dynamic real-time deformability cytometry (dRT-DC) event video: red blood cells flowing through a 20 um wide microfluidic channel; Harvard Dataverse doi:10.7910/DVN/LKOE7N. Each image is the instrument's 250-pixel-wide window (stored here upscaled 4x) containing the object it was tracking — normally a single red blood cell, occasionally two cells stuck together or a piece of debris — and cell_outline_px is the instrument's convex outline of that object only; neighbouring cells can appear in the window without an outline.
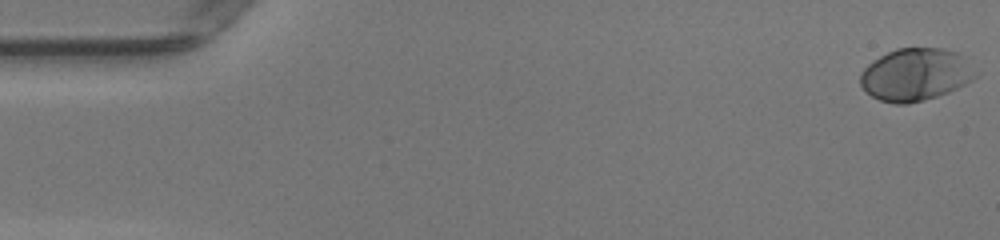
{"species": "human", "species_latin": "Homo sapiens", "temperature_condition": "warm", "stored_images_in_passage": 50, "camera_frame_rate_fps": 3000, "um_per_image_px": 0.085, "donor": {"sex": "female"}, "frame": {"image": 1, "passage_image": 1, "time_ms": 0.0, "image_size_px": [1000, 240], "cell_outline_px": [[980, 76], [948, 92], [924, 100], [908, 104], [896, 104], [880, 100], [872, 96], [860, 84], [860, 72], [868, 64], [880, 56], [896, 48], [944, 48], [956, 52], [964, 56], [980, 72]], "centroid_in_image_um": [77.87, 6.33], "position_along_channel_um": 7.1, "area_um2": 35.49}}
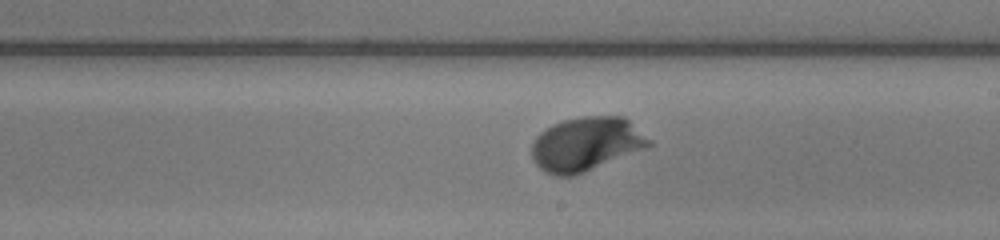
{"frame": {"image": 2, "passage_image": 29, "time_ms": 9.333, "image_size_px": [1000, 240], "cell_outline_px": [[656, 144], [584, 172], [572, 176], [556, 176], [540, 168], [536, 164], [532, 156], [532, 144], [536, 136], [540, 132], [552, 124], [564, 120], [580, 116], [624, 116], [652, 140]], "centroid_in_image_um": [49.85, 12.23], "position_along_channel_um": 239.2, "area_um2": 36.82}}
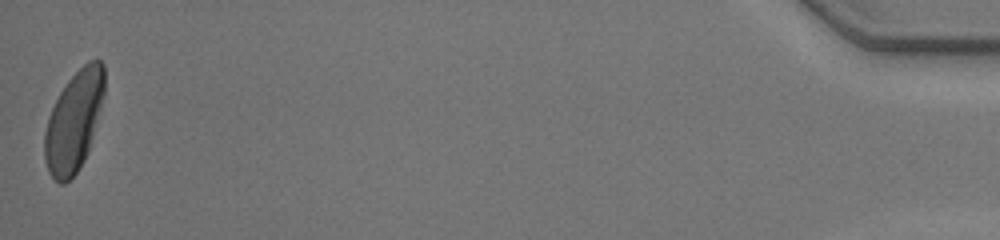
{"frame": {"image": 3, "passage_image": 50, "time_ms": 16.333, "image_size_px": [1000, 240], "cell_outline_px": [[104, 96], [88, 152], [84, 160], [76, 172], [64, 184], [60, 184], [48, 172], [44, 156], [44, 132], [48, 116], [60, 92], [68, 80], [88, 60], [100, 60], [104, 64]], "centroid_in_image_um": [6.28, 10.3], "position_along_channel_um": 428.9, "area_um2": 34.68}, "authors_computed_cell_mechanics": {"area_um2": 34.4199, "velocity_mm_per_s": 4.1487, "shape_relaxation_time_tau1_ms": 1.5905, "shape_relaxation_time_tau2_ms": null, "deformation_change_tau1": 0.1523, "deformation_change_tau2": null}}